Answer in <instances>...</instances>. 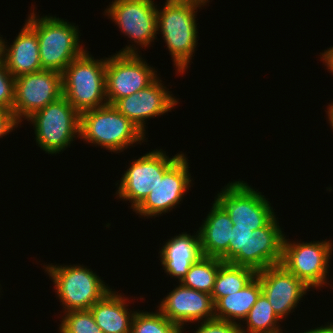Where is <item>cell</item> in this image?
Returning <instances> with one entry per match:
<instances>
[{
  "label": "cell",
  "mask_w": 333,
  "mask_h": 333,
  "mask_svg": "<svg viewBox=\"0 0 333 333\" xmlns=\"http://www.w3.org/2000/svg\"><path fill=\"white\" fill-rule=\"evenodd\" d=\"M27 120L33 124L37 146L56 155L80 138V114L64 96L34 112Z\"/></svg>",
  "instance_id": "obj_6"
},
{
  "label": "cell",
  "mask_w": 333,
  "mask_h": 333,
  "mask_svg": "<svg viewBox=\"0 0 333 333\" xmlns=\"http://www.w3.org/2000/svg\"><path fill=\"white\" fill-rule=\"evenodd\" d=\"M209 0H166L157 7V31L171 54L176 74L185 73L198 45L196 14Z\"/></svg>",
  "instance_id": "obj_1"
},
{
  "label": "cell",
  "mask_w": 333,
  "mask_h": 333,
  "mask_svg": "<svg viewBox=\"0 0 333 333\" xmlns=\"http://www.w3.org/2000/svg\"><path fill=\"white\" fill-rule=\"evenodd\" d=\"M214 200L229 214L237 229H259L276 215L268 199L242 180L229 182Z\"/></svg>",
  "instance_id": "obj_8"
},
{
  "label": "cell",
  "mask_w": 333,
  "mask_h": 333,
  "mask_svg": "<svg viewBox=\"0 0 333 333\" xmlns=\"http://www.w3.org/2000/svg\"><path fill=\"white\" fill-rule=\"evenodd\" d=\"M320 54H321L320 59L323 61V64H325V66L327 67L326 69H328L330 73L331 72L333 73V46Z\"/></svg>",
  "instance_id": "obj_32"
},
{
  "label": "cell",
  "mask_w": 333,
  "mask_h": 333,
  "mask_svg": "<svg viewBox=\"0 0 333 333\" xmlns=\"http://www.w3.org/2000/svg\"><path fill=\"white\" fill-rule=\"evenodd\" d=\"M52 264L43 267L53 280L56 297L62 302L63 312L89 310L112 290L99 275L83 264Z\"/></svg>",
  "instance_id": "obj_5"
},
{
  "label": "cell",
  "mask_w": 333,
  "mask_h": 333,
  "mask_svg": "<svg viewBox=\"0 0 333 333\" xmlns=\"http://www.w3.org/2000/svg\"><path fill=\"white\" fill-rule=\"evenodd\" d=\"M138 54L115 53L106 57V98L112 105L116 100L135 94L149 86L157 77L155 67Z\"/></svg>",
  "instance_id": "obj_11"
},
{
  "label": "cell",
  "mask_w": 333,
  "mask_h": 333,
  "mask_svg": "<svg viewBox=\"0 0 333 333\" xmlns=\"http://www.w3.org/2000/svg\"><path fill=\"white\" fill-rule=\"evenodd\" d=\"M232 226L229 214L215 200L198 230L203 256L222 259L228 253Z\"/></svg>",
  "instance_id": "obj_20"
},
{
  "label": "cell",
  "mask_w": 333,
  "mask_h": 333,
  "mask_svg": "<svg viewBox=\"0 0 333 333\" xmlns=\"http://www.w3.org/2000/svg\"><path fill=\"white\" fill-rule=\"evenodd\" d=\"M276 215L264 226L252 231L247 243V267L256 272L279 265L285 234Z\"/></svg>",
  "instance_id": "obj_17"
},
{
  "label": "cell",
  "mask_w": 333,
  "mask_h": 333,
  "mask_svg": "<svg viewBox=\"0 0 333 333\" xmlns=\"http://www.w3.org/2000/svg\"><path fill=\"white\" fill-rule=\"evenodd\" d=\"M145 136L113 105L107 104L80 114V139L109 152L117 154L133 144L141 145L146 140Z\"/></svg>",
  "instance_id": "obj_3"
},
{
  "label": "cell",
  "mask_w": 333,
  "mask_h": 333,
  "mask_svg": "<svg viewBox=\"0 0 333 333\" xmlns=\"http://www.w3.org/2000/svg\"><path fill=\"white\" fill-rule=\"evenodd\" d=\"M243 321H246L245 327L247 328L240 324L241 333H284L279 324L282 321L276 316L263 293L260 294Z\"/></svg>",
  "instance_id": "obj_24"
},
{
  "label": "cell",
  "mask_w": 333,
  "mask_h": 333,
  "mask_svg": "<svg viewBox=\"0 0 333 333\" xmlns=\"http://www.w3.org/2000/svg\"><path fill=\"white\" fill-rule=\"evenodd\" d=\"M160 77L149 86L135 94L116 100L112 105L127 119L134 123L146 135V121L165 113L171 112L178 104L172 92L168 91Z\"/></svg>",
  "instance_id": "obj_14"
},
{
  "label": "cell",
  "mask_w": 333,
  "mask_h": 333,
  "mask_svg": "<svg viewBox=\"0 0 333 333\" xmlns=\"http://www.w3.org/2000/svg\"><path fill=\"white\" fill-rule=\"evenodd\" d=\"M163 244L159 251L163 270L180 283L191 266L203 257L199 232H182Z\"/></svg>",
  "instance_id": "obj_19"
},
{
  "label": "cell",
  "mask_w": 333,
  "mask_h": 333,
  "mask_svg": "<svg viewBox=\"0 0 333 333\" xmlns=\"http://www.w3.org/2000/svg\"><path fill=\"white\" fill-rule=\"evenodd\" d=\"M5 40L2 43L1 60L14 78L43 70L38 36L26 22L10 46Z\"/></svg>",
  "instance_id": "obj_18"
},
{
  "label": "cell",
  "mask_w": 333,
  "mask_h": 333,
  "mask_svg": "<svg viewBox=\"0 0 333 333\" xmlns=\"http://www.w3.org/2000/svg\"><path fill=\"white\" fill-rule=\"evenodd\" d=\"M186 154H183L163 175L144 201L134 210L139 217H156L166 214L181 204L191 187V173Z\"/></svg>",
  "instance_id": "obj_13"
},
{
  "label": "cell",
  "mask_w": 333,
  "mask_h": 333,
  "mask_svg": "<svg viewBox=\"0 0 333 333\" xmlns=\"http://www.w3.org/2000/svg\"><path fill=\"white\" fill-rule=\"evenodd\" d=\"M19 123L12 111L0 108V138L15 130Z\"/></svg>",
  "instance_id": "obj_31"
},
{
  "label": "cell",
  "mask_w": 333,
  "mask_h": 333,
  "mask_svg": "<svg viewBox=\"0 0 333 333\" xmlns=\"http://www.w3.org/2000/svg\"><path fill=\"white\" fill-rule=\"evenodd\" d=\"M327 116H328V122L330 124L331 129H333V102L331 104H328L327 107Z\"/></svg>",
  "instance_id": "obj_34"
},
{
  "label": "cell",
  "mask_w": 333,
  "mask_h": 333,
  "mask_svg": "<svg viewBox=\"0 0 333 333\" xmlns=\"http://www.w3.org/2000/svg\"><path fill=\"white\" fill-rule=\"evenodd\" d=\"M121 294L111 290L89 309L103 333H131L136 311L127 308L128 298Z\"/></svg>",
  "instance_id": "obj_21"
},
{
  "label": "cell",
  "mask_w": 333,
  "mask_h": 333,
  "mask_svg": "<svg viewBox=\"0 0 333 333\" xmlns=\"http://www.w3.org/2000/svg\"><path fill=\"white\" fill-rule=\"evenodd\" d=\"M160 301L158 310L183 332L184 325L210 320L214 317L211 294L188 288L179 283Z\"/></svg>",
  "instance_id": "obj_16"
},
{
  "label": "cell",
  "mask_w": 333,
  "mask_h": 333,
  "mask_svg": "<svg viewBox=\"0 0 333 333\" xmlns=\"http://www.w3.org/2000/svg\"><path fill=\"white\" fill-rule=\"evenodd\" d=\"M106 58L94 59L86 50L62 72V92L79 113L107 105Z\"/></svg>",
  "instance_id": "obj_4"
},
{
  "label": "cell",
  "mask_w": 333,
  "mask_h": 333,
  "mask_svg": "<svg viewBox=\"0 0 333 333\" xmlns=\"http://www.w3.org/2000/svg\"><path fill=\"white\" fill-rule=\"evenodd\" d=\"M261 293V283L255 276L242 290L221 297L214 304V317L241 324Z\"/></svg>",
  "instance_id": "obj_22"
},
{
  "label": "cell",
  "mask_w": 333,
  "mask_h": 333,
  "mask_svg": "<svg viewBox=\"0 0 333 333\" xmlns=\"http://www.w3.org/2000/svg\"><path fill=\"white\" fill-rule=\"evenodd\" d=\"M131 333H181V329L159 310L156 312L140 310L133 316Z\"/></svg>",
  "instance_id": "obj_26"
},
{
  "label": "cell",
  "mask_w": 333,
  "mask_h": 333,
  "mask_svg": "<svg viewBox=\"0 0 333 333\" xmlns=\"http://www.w3.org/2000/svg\"><path fill=\"white\" fill-rule=\"evenodd\" d=\"M1 35V34H0ZM2 43H3V37L2 35L0 36V60L2 58Z\"/></svg>",
  "instance_id": "obj_35"
},
{
  "label": "cell",
  "mask_w": 333,
  "mask_h": 333,
  "mask_svg": "<svg viewBox=\"0 0 333 333\" xmlns=\"http://www.w3.org/2000/svg\"><path fill=\"white\" fill-rule=\"evenodd\" d=\"M155 4L154 0H114L109 8L107 6L104 15L110 18L124 36L134 43V45H126L117 52L118 54H138L139 46L148 47L155 38L157 39L156 34L159 33L157 32V4Z\"/></svg>",
  "instance_id": "obj_7"
},
{
  "label": "cell",
  "mask_w": 333,
  "mask_h": 333,
  "mask_svg": "<svg viewBox=\"0 0 333 333\" xmlns=\"http://www.w3.org/2000/svg\"><path fill=\"white\" fill-rule=\"evenodd\" d=\"M59 333H103L90 310L63 312Z\"/></svg>",
  "instance_id": "obj_27"
},
{
  "label": "cell",
  "mask_w": 333,
  "mask_h": 333,
  "mask_svg": "<svg viewBox=\"0 0 333 333\" xmlns=\"http://www.w3.org/2000/svg\"><path fill=\"white\" fill-rule=\"evenodd\" d=\"M183 154L181 151L170 158L163 149H156L132 160L120 181L116 183L117 186L120 182L115 192L116 197L118 196L123 201H129L134 212L158 184L159 180H162L164 173Z\"/></svg>",
  "instance_id": "obj_10"
},
{
  "label": "cell",
  "mask_w": 333,
  "mask_h": 333,
  "mask_svg": "<svg viewBox=\"0 0 333 333\" xmlns=\"http://www.w3.org/2000/svg\"><path fill=\"white\" fill-rule=\"evenodd\" d=\"M31 8L25 21L38 36L42 69L62 73L86 51L80 44L79 27L56 16H37Z\"/></svg>",
  "instance_id": "obj_2"
},
{
  "label": "cell",
  "mask_w": 333,
  "mask_h": 333,
  "mask_svg": "<svg viewBox=\"0 0 333 333\" xmlns=\"http://www.w3.org/2000/svg\"><path fill=\"white\" fill-rule=\"evenodd\" d=\"M300 333H333V322H327V324H325L324 326H317V328L315 327V329L312 328Z\"/></svg>",
  "instance_id": "obj_33"
},
{
  "label": "cell",
  "mask_w": 333,
  "mask_h": 333,
  "mask_svg": "<svg viewBox=\"0 0 333 333\" xmlns=\"http://www.w3.org/2000/svg\"><path fill=\"white\" fill-rule=\"evenodd\" d=\"M232 241L228 253L221 259L224 263L247 267V243L252 236L251 230L237 229L232 226Z\"/></svg>",
  "instance_id": "obj_28"
},
{
  "label": "cell",
  "mask_w": 333,
  "mask_h": 333,
  "mask_svg": "<svg viewBox=\"0 0 333 333\" xmlns=\"http://www.w3.org/2000/svg\"><path fill=\"white\" fill-rule=\"evenodd\" d=\"M276 316L282 321L297 308L301 298L310 291L301 279L287 271L281 264L267 267L256 273Z\"/></svg>",
  "instance_id": "obj_15"
},
{
  "label": "cell",
  "mask_w": 333,
  "mask_h": 333,
  "mask_svg": "<svg viewBox=\"0 0 333 333\" xmlns=\"http://www.w3.org/2000/svg\"><path fill=\"white\" fill-rule=\"evenodd\" d=\"M283 242L281 265L301 279L308 287L318 288L328 285L329 263L333 251L332 240L311 242ZM327 278V279H326Z\"/></svg>",
  "instance_id": "obj_9"
},
{
  "label": "cell",
  "mask_w": 333,
  "mask_h": 333,
  "mask_svg": "<svg viewBox=\"0 0 333 333\" xmlns=\"http://www.w3.org/2000/svg\"><path fill=\"white\" fill-rule=\"evenodd\" d=\"M256 271L246 266L223 263L218 270L211 293L214 304L221 298L242 290L255 276Z\"/></svg>",
  "instance_id": "obj_23"
},
{
  "label": "cell",
  "mask_w": 333,
  "mask_h": 333,
  "mask_svg": "<svg viewBox=\"0 0 333 333\" xmlns=\"http://www.w3.org/2000/svg\"><path fill=\"white\" fill-rule=\"evenodd\" d=\"M197 330L194 333H241L240 324L238 321L236 323L220 320V319H210L198 323ZM184 333V332H181Z\"/></svg>",
  "instance_id": "obj_30"
},
{
  "label": "cell",
  "mask_w": 333,
  "mask_h": 333,
  "mask_svg": "<svg viewBox=\"0 0 333 333\" xmlns=\"http://www.w3.org/2000/svg\"><path fill=\"white\" fill-rule=\"evenodd\" d=\"M223 263L219 258L203 256L191 266L180 283L185 287L211 294L219 267Z\"/></svg>",
  "instance_id": "obj_25"
},
{
  "label": "cell",
  "mask_w": 333,
  "mask_h": 333,
  "mask_svg": "<svg viewBox=\"0 0 333 333\" xmlns=\"http://www.w3.org/2000/svg\"><path fill=\"white\" fill-rule=\"evenodd\" d=\"M62 96V73L43 69L24 74L15 78L12 112L21 123Z\"/></svg>",
  "instance_id": "obj_12"
},
{
  "label": "cell",
  "mask_w": 333,
  "mask_h": 333,
  "mask_svg": "<svg viewBox=\"0 0 333 333\" xmlns=\"http://www.w3.org/2000/svg\"><path fill=\"white\" fill-rule=\"evenodd\" d=\"M15 78L0 60V108L12 111L14 104Z\"/></svg>",
  "instance_id": "obj_29"
}]
</instances>
